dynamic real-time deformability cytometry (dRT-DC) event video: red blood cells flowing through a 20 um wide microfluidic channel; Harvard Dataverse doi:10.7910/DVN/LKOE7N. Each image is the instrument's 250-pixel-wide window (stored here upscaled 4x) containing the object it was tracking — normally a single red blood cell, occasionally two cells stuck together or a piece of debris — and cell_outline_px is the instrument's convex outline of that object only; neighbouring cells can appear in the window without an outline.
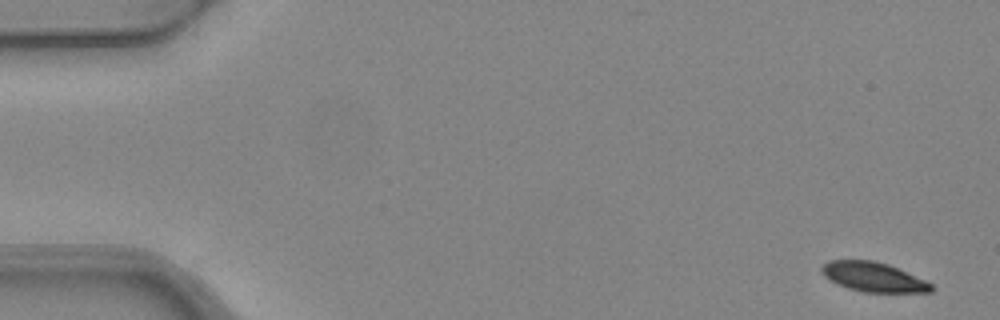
{"species": "common noctule bat (a hibernating species)", "species_latin": "Nyctalus noctula", "temperature_condition": "warm", "stored_images_in_passage": 6, "camera_frame_rate_fps": 3000, "um_per_image_px": 0.085, "animal": {"sex": "female", "body_mass_g": 24.6, "forearm_length_mm": 56.2}, "frame": {"image": 1, "passage_image": 1, "time_ms": 0.0, "image_size_px": [1000, 320], "cell_outline_px": [[932, 292], [864, 292], [848, 288], [824, 276], [820, 272], [820, 268], [828, 260], [872, 260], [888, 264], [924, 280], [932, 284]], "centroid_in_image_um": [74.21, 23.53], "position_along_channel_um": 10.8, "area_um2": 18.55}}
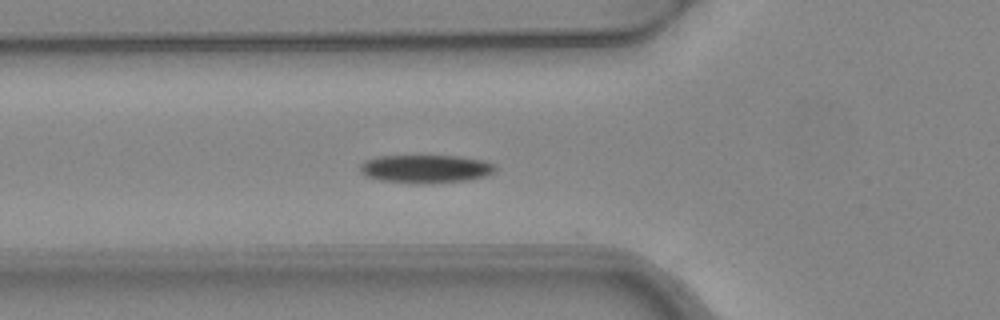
{"frame": {"image": 2, "passage_image": 6, "time_ms": 1.667, "image_size_px": [1000, 320], "cell_outline_px": [[496, 172], [484, 176], [468, 180], [420, 184], [416, 184], [380, 180], [368, 176], [360, 172], [360, 164], [364, 160], [380, 156], [460, 156], [484, 160], [496, 164]], "centroid_in_image_um": [36.21, 14.35], "position_along_channel_um": 89.6, "area_um2": 22.37}}